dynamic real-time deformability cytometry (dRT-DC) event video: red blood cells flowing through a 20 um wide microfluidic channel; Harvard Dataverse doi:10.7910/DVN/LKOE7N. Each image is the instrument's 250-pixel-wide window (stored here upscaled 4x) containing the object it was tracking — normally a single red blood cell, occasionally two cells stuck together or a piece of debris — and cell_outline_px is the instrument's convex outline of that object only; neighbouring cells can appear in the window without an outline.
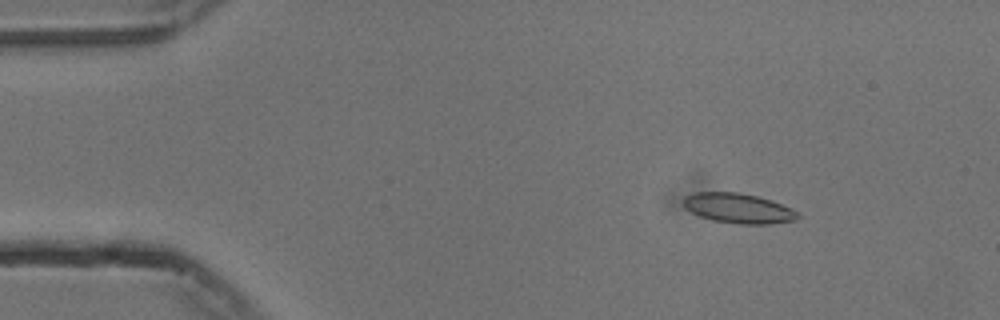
{"species": "common noctule bat (a hibernating species)", "species_latin": "Nyctalus noctula", "temperature_condition": "cold", "stored_images_in_passage": 55, "camera_frame_rate_fps": 3000, "um_per_image_px": 0.085, "animal": {"sex": "male", "body_mass_g": 13.3}, "frame": {"image": 1, "passage_image": 8, "time_ms": 2.333, "image_size_px": [1000, 320], "cell_outline_px": [[800, 216], [796, 220], [768, 224], [740, 224], [712, 220], [700, 216], [684, 208], [684, 196], [696, 192], [740, 192], [772, 200], [792, 208]], "centroid_in_image_um": [62.76, 17.7], "position_along_channel_um": 22.2, "area_um2": 19.94}}
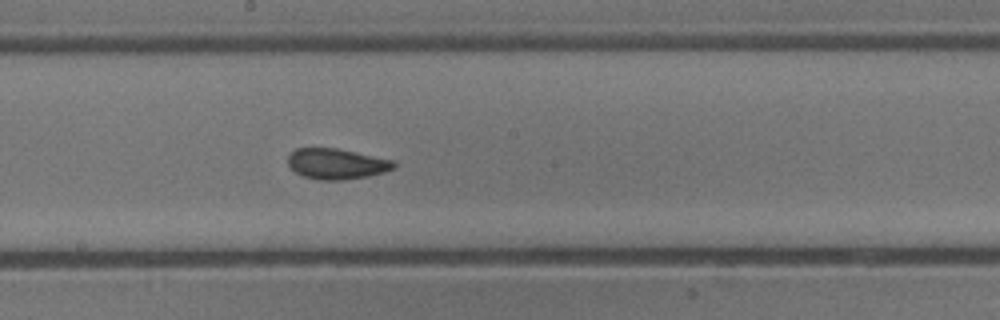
{"frame": {"image": 2, "passage_image": 30, "time_ms": 9.667, "image_size_px": [1000, 320], "cell_outline_px": [[396, 168], [384, 172], [368, 176], [344, 180], [320, 180], [304, 176], [296, 172], [288, 164], [288, 156], [296, 148], [336, 148], [396, 160]], "centroid_in_image_um": [28.66, 13.92], "position_along_channel_um": 219.5, "area_um2": 18.96}}
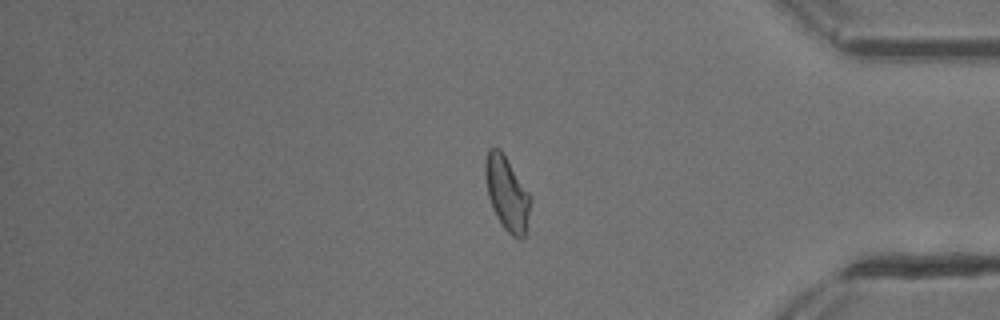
{"frame": {"image": 3, "passage_image": 46, "time_ms": 15.0, "image_size_px": [1000, 320], "cell_outline_px": [[532, 200], [524, 236], [520, 240], [512, 236], [504, 228], [496, 216], [492, 208], [488, 196], [484, 172], [484, 164], [488, 148], [500, 148], [532, 196]], "centroid_in_image_um": [43.09, 16.43], "position_along_channel_um": 392.1, "area_um2": 19.65}, "authors_computed_cell_mechanics": {"area_um2": 19.4208, "velocity_mm_per_s": 3.7411, "shape_relaxation_time_tau1_ms": null, "shape_relaxation_time_tau2_ms": 1.8481, "deformation_change_tau1": null, "deformation_change_tau2": 0.0659}}